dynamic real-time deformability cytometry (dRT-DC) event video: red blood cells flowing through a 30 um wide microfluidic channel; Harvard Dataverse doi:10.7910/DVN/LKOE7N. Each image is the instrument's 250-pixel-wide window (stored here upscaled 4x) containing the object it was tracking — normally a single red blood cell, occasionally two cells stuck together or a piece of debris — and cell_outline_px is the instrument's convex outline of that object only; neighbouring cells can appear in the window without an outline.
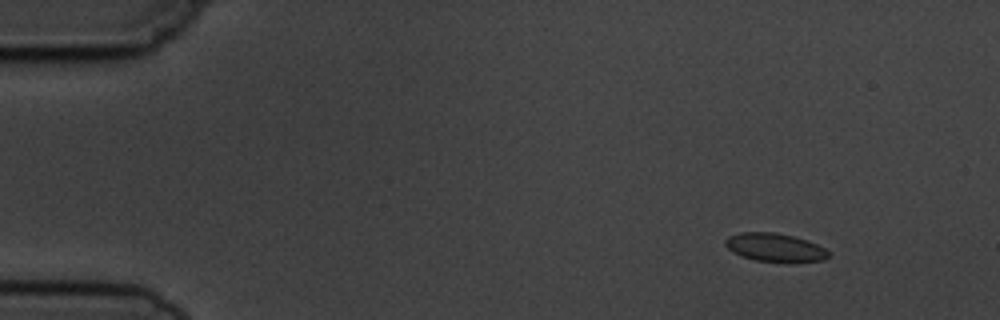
{"species": "common noctule bat (a hibernating species)", "species_latin": "Nyctalus noctula", "temperature_condition": "cold", "stored_images_in_passage": 6, "segment_of_instrument_passage": [1, 2], "camera_frame_rate_fps": 3000, "um_per_image_px": 0.085, "animal": {"sex": "male", "body_mass_g": 19.5, "forearm_length_mm": 54.6}, "frame": {"image": 1, "passage_image": 2, "time_ms": 1.0, "image_size_px": [1000, 320], "cell_outline_px": [[828, 256], [824, 260], [792, 264], [788, 264], [756, 260], [740, 256], [732, 252], [724, 244], [724, 240], [728, 236], [740, 232], [772, 232], [792, 236], [808, 240], [824, 248], [828, 252]], "centroid_in_image_um": [65.86, 21.06], "position_along_channel_um": 19.1, "area_um2": 17.51}}
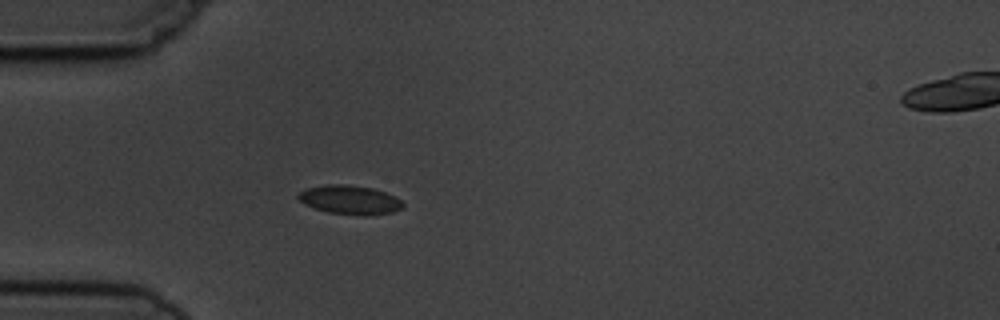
{"frame": {"image": 2, "passage_image": 5, "time_ms": 4.333, "image_size_px": [1000, 320], "cell_outline_px": [[404, 208], [392, 212], [364, 216], [328, 212], [304, 204], [296, 196], [300, 192], [308, 188], [328, 184], [348, 184], [372, 188], [396, 196], [404, 204]], "centroid_in_image_um": [29.77, 16.98], "position_along_channel_um": 55.2, "area_um2": 17.63}}